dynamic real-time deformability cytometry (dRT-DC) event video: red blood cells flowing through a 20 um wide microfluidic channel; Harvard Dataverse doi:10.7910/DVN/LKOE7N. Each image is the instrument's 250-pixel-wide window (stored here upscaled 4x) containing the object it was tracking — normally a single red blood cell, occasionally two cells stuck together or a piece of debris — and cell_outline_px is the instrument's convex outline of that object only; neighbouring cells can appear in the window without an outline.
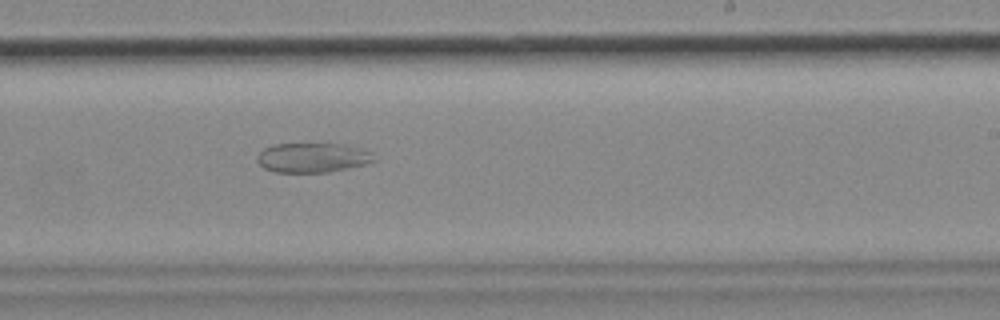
{"species": "common noctule bat (a hibernating species)", "species_latin": "Nyctalus noctula", "temperature_condition": "cold", "stored_images_in_passage": 53, "camera_frame_rate_fps": 3000, "um_per_image_px": 0.085, "animal": {"sex": "female", "body_mass_g": 18.4}, "frame": {"image": 1, "passage_image": 33, "time_ms": 10.667, "image_size_px": [1000, 320], "cell_outline_px": [[376, 160], [368, 164], [328, 172], [276, 172], [264, 168], [256, 160], [256, 156], [264, 148], [272, 144], [344, 144], [372, 152]], "centroid_in_image_um": [26.57, 13.4], "position_along_channel_um": 262.4, "area_um2": 20.17}}
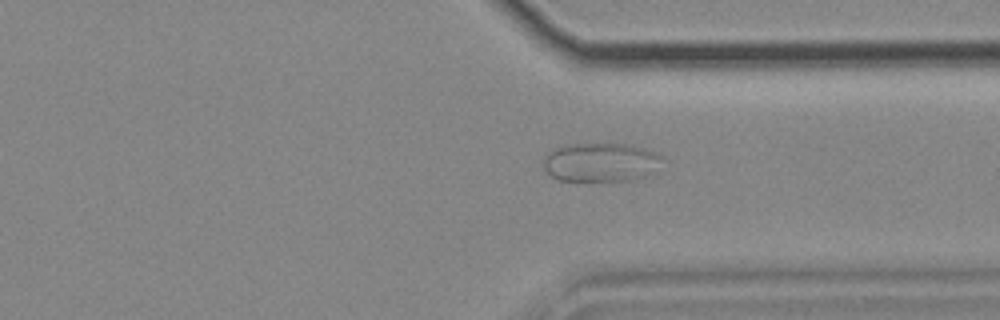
{"frame": {"image": 2, "passage_image": 41, "time_ms": 13.333, "image_size_px": [1000, 320], "cell_outline_px": [[660, 156], [648, 172], [644, 176], [632, 180], [556, 180], [544, 168], [544, 156], [552, 148], [564, 144], [624, 144], [644, 148], [660, 152]], "centroid_in_image_um": [50.94, 13.77], "position_along_channel_um": 360.5, "area_um2": 26.3}}